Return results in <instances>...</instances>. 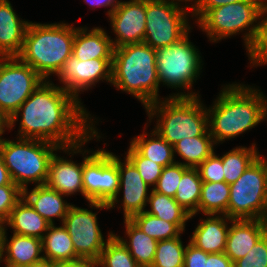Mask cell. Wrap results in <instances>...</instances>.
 <instances>
[{
    "instance_id": "obj_16",
    "label": "cell",
    "mask_w": 267,
    "mask_h": 267,
    "mask_svg": "<svg viewBox=\"0 0 267 267\" xmlns=\"http://www.w3.org/2000/svg\"><path fill=\"white\" fill-rule=\"evenodd\" d=\"M116 38L111 37L114 48L143 43L146 25V0L122 1L108 16Z\"/></svg>"
},
{
    "instance_id": "obj_30",
    "label": "cell",
    "mask_w": 267,
    "mask_h": 267,
    "mask_svg": "<svg viewBox=\"0 0 267 267\" xmlns=\"http://www.w3.org/2000/svg\"><path fill=\"white\" fill-rule=\"evenodd\" d=\"M260 155L256 143L248 148L237 146L222 154L225 182L234 183Z\"/></svg>"
},
{
    "instance_id": "obj_13",
    "label": "cell",
    "mask_w": 267,
    "mask_h": 267,
    "mask_svg": "<svg viewBox=\"0 0 267 267\" xmlns=\"http://www.w3.org/2000/svg\"><path fill=\"white\" fill-rule=\"evenodd\" d=\"M97 215L98 211L93 212L72 204L62 222L71 236L75 253L80 258L98 260L106 243L115 234L110 231L105 239L99 227Z\"/></svg>"
},
{
    "instance_id": "obj_29",
    "label": "cell",
    "mask_w": 267,
    "mask_h": 267,
    "mask_svg": "<svg viewBox=\"0 0 267 267\" xmlns=\"http://www.w3.org/2000/svg\"><path fill=\"white\" fill-rule=\"evenodd\" d=\"M145 212L159 219L174 223L182 232H185L186 222L190 214L182 208L173 197L158 193L151 189Z\"/></svg>"
},
{
    "instance_id": "obj_33",
    "label": "cell",
    "mask_w": 267,
    "mask_h": 267,
    "mask_svg": "<svg viewBox=\"0 0 267 267\" xmlns=\"http://www.w3.org/2000/svg\"><path fill=\"white\" fill-rule=\"evenodd\" d=\"M129 220L156 241L172 239L184 233L174 223L159 219L145 211L132 216Z\"/></svg>"
},
{
    "instance_id": "obj_49",
    "label": "cell",
    "mask_w": 267,
    "mask_h": 267,
    "mask_svg": "<svg viewBox=\"0 0 267 267\" xmlns=\"http://www.w3.org/2000/svg\"><path fill=\"white\" fill-rule=\"evenodd\" d=\"M30 267H56V263L47 259H43L39 262L34 263Z\"/></svg>"
},
{
    "instance_id": "obj_46",
    "label": "cell",
    "mask_w": 267,
    "mask_h": 267,
    "mask_svg": "<svg viewBox=\"0 0 267 267\" xmlns=\"http://www.w3.org/2000/svg\"><path fill=\"white\" fill-rule=\"evenodd\" d=\"M83 2L87 3L90 7L94 8H100V7H109L108 11L106 12L107 17L112 13V11L115 9V7L120 3V0H84Z\"/></svg>"
},
{
    "instance_id": "obj_12",
    "label": "cell",
    "mask_w": 267,
    "mask_h": 267,
    "mask_svg": "<svg viewBox=\"0 0 267 267\" xmlns=\"http://www.w3.org/2000/svg\"><path fill=\"white\" fill-rule=\"evenodd\" d=\"M43 81L18 57H0V111L10 119Z\"/></svg>"
},
{
    "instance_id": "obj_51",
    "label": "cell",
    "mask_w": 267,
    "mask_h": 267,
    "mask_svg": "<svg viewBox=\"0 0 267 267\" xmlns=\"http://www.w3.org/2000/svg\"><path fill=\"white\" fill-rule=\"evenodd\" d=\"M2 263V240H1V235H0V265Z\"/></svg>"
},
{
    "instance_id": "obj_8",
    "label": "cell",
    "mask_w": 267,
    "mask_h": 267,
    "mask_svg": "<svg viewBox=\"0 0 267 267\" xmlns=\"http://www.w3.org/2000/svg\"><path fill=\"white\" fill-rule=\"evenodd\" d=\"M16 140L6 138L0 144V154L13 182L22 190L31 183L45 185L50 159L60 147L37 139Z\"/></svg>"
},
{
    "instance_id": "obj_2",
    "label": "cell",
    "mask_w": 267,
    "mask_h": 267,
    "mask_svg": "<svg viewBox=\"0 0 267 267\" xmlns=\"http://www.w3.org/2000/svg\"><path fill=\"white\" fill-rule=\"evenodd\" d=\"M221 86L213 104L206 106L209 132L216 146L267 121V96L259 87L236 81Z\"/></svg>"
},
{
    "instance_id": "obj_47",
    "label": "cell",
    "mask_w": 267,
    "mask_h": 267,
    "mask_svg": "<svg viewBox=\"0 0 267 267\" xmlns=\"http://www.w3.org/2000/svg\"><path fill=\"white\" fill-rule=\"evenodd\" d=\"M15 184L0 154V186Z\"/></svg>"
},
{
    "instance_id": "obj_9",
    "label": "cell",
    "mask_w": 267,
    "mask_h": 267,
    "mask_svg": "<svg viewBox=\"0 0 267 267\" xmlns=\"http://www.w3.org/2000/svg\"><path fill=\"white\" fill-rule=\"evenodd\" d=\"M258 0H243L209 9L197 22L196 26L211 43H218L226 38L242 33L246 52L255 40L260 14Z\"/></svg>"
},
{
    "instance_id": "obj_23",
    "label": "cell",
    "mask_w": 267,
    "mask_h": 267,
    "mask_svg": "<svg viewBox=\"0 0 267 267\" xmlns=\"http://www.w3.org/2000/svg\"><path fill=\"white\" fill-rule=\"evenodd\" d=\"M23 189V198L39 213L50 225L55 224V219H60L62 224L67 212L72 205L65 199V195L48 188L46 185L34 186L33 189ZM64 197V198H63Z\"/></svg>"
},
{
    "instance_id": "obj_21",
    "label": "cell",
    "mask_w": 267,
    "mask_h": 267,
    "mask_svg": "<svg viewBox=\"0 0 267 267\" xmlns=\"http://www.w3.org/2000/svg\"><path fill=\"white\" fill-rule=\"evenodd\" d=\"M29 23L17 15L9 0H0V57L19 55Z\"/></svg>"
},
{
    "instance_id": "obj_11",
    "label": "cell",
    "mask_w": 267,
    "mask_h": 267,
    "mask_svg": "<svg viewBox=\"0 0 267 267\" xmlns=\"http://www.w3.org/2000/svg\"><path fill=\"white\" fill-rule=\"evenodd\" d=\"M190 16L192 17L191 9L176 2L146 0L143 42L155 50L176 43L192 30Z\"/></svg>"
},
{
    "instance_id": "obj_20",
    "label": "cell",
    "mask_w": 267,
    "mask_h": 267,
    "mask_svg": "<svg viewBox=\"0 0 267 267\" xmlns=\"http://www.w3.org/2000/svg\"><path fill=\"white\" fill-rule=\"evenodd\" d=\"M192 232L189 242L206 253L225 251L231 218L226 215L206 214Z\"/></svg>"
},
{
    "instance_id": "obj_4",
    "label": "cell",
    "mask_w": 267,
    "mask_h": 267,
    "mask_svg": "<svg viewBox=\"0 0 267 267\" xmlns=\"http://www.w3.org/2000/svg\"><path fill=\"white\" fill-rule=\"evenodd\" d=\"M111 85L137 98L144 109L164 99L159 96L156 50L144 42L114 48Z\"/></svg>"
},
{
    "instance_id": "obj_52",
    "label": "cell",
    "mask_w": 267,
    "mask_h": 267,
    "mask_svg": "<svg viewBox=\"0 0 267 267\" xmlns=\"http://www.w3.org/2000/svg\"><path fill=\"white\" fill-rule=\"evenodd\" d=\"M260 3V6H267V0H258Z\"/></svg>"
},
{
    "instance_id": "obj_25",
    "label": "cell",
    "mask_w": 267,
    "mask_h": 267,
    "mask_svg": "<svg viewBox=\"0 0 267 267\" xmlns=\"http://www.w3.org/2000/svg\"><path fill=\"white\" fill-rule=\"evenodd\" d=\"M125 238L114 234L141 267H151L158 241L142 232L129 219H124Z\"/></svg>"
},
{
    "instance_id": "obj_1",
    "label": "cell",
    "mask_w": 267,
    "mask_h": 267,
    "mask_svg": "<svg viewBox=\"0 0 267 267\" xmlns=\"http://www.w3.org/2000/svg\"><path fill=\"white\" fill-rule=\"evenodd\" d=\"M84 106L52 80L43 81L10 117V130L19 122L16 137L72 146L85 139L98 122Z\"/></svg>"
},
{
    "instance_id": "obj_14",
    "label": "cell",
    "mask_w": 267,
    "mask_h": 267,
    "mask_svg": "<svg viewBox=\"0 0 267 267\" xmlns=\"http://www.w3.org/2000/svg\"><path fill=\"white\" fill-rule=\"evenodd\" d=\"M112 59L98 58L86 61L71 55L56 75L61 88L81 102L80 94L96 86L100 81L111 84Z\"/></svg>"
},
{
    "instance_id": "obj_41",
    "label": "cell",
    "mask_w": 267,
    "mask_h": 267,
    "mask_svg": "<svg viewBox=\"0 0 267 267\" xmlns=\"http://www.w3.org/2000/svg\"><path fill=\"white\" fill-rule=\"evenodd\" d=\"M23 198V190L16 184L0 186V225L9 217L11 210Z\"/></svg>"
},
{
    "instance_id": "obj_42",
    "label": "cell",
    "mask_w": 267,
    "mask_h": 267,
    "mask_svg": "<svg viewBox=\"0 0 267 267\" xmlns=\"http://www.w3.org/2000/svg\"><path fill=\"white\" fill-rule=\"evenodd\" d=\"M183 267H210V254L198 249L188 241Z\"/></svg>"
},
{
    "instance_id": "obj_39",
    "label": "cell",
    "mask_w": 267,
    "mask_h": 267,
    "mask_svg": "<svg viewBox=\"0 0 267 267\" xmlns=\"http://www.w3.org/2000/svg\"><path fill=\"white\" fill-rule=\"evenodd\" d=\"M234 267H267V232L243 258L234 262Z\"/></svg>"
},
{
    "instance_id": "obj_26",
    "label": "cell",
    "mask_w": 267,
    "mask_h": 267,
    "mask_svg": "<svg viewBox=\"0 0 267 267\" xmlns=\"http://www.w3.org/2000/svg\"><path fill=\"white\" fill-rule=\"evenodd\" d=\"M130 144L145 158L161 165L163 168L174 164L173 146L162 138L154 129L150 133L142 132L130 140Z\"/></svg>"
},
{
    "instance_id": "obj_34",
    "label": "cell",
    "mask_w": 267,
    "mask_h": 267,
    "mask_svg": "<svg viewBox=\"0 0 267 267\" xmlns=\"http://www.w3.org/2000/svg\"><path fill=\"white\" fill-rule=\"evenodd\" d=\"M181 237L158 241L151 267H183L186 246Z\"/></svg>"
},
{
    "instance_id": "obj_5",
    "label": "cell",
    "mask_w": 267,
    "mask_h": 267,
    "mask_svg": "<svg viewBox=\"0 0 267 267\" xmlns=\"http://www.w3.org/2000/svg\"><path fill=\"white\" fill-rule=\"evenodd\" d=\"M148 121L153 119L154 130L169 144L174 146L184 138L202 136L208 129V112L201 97H165L145 108ZM149 124V125H148Z\"/></svg>"
},
{
    "instance_id": "obj_43",
    "label": "cell",
    "mask_w": 267,
    "mask_h": 267,
    "mask_svg": "<svg viewBox=\"0 0 267 267\" xmlns=\"http://www.w3.org/2000/svg\"><path fill=\"white\" fill-rule=\"evenodd\" d=\"M243 0H197L192 8V19L194 18L196 23L209 9L216 8L218 6L226 5L228 3H237Z\"/></svg>"
},
{
    "instance_id": "obj_37",
    "label": "cell",
    "mask_w": 267,
    "mask_h": 267,
    "mask_svg": "<svg viewBox=\"0 0 267 267\" xmlns=\"http://www.w3.org/2000/svg\"><path fill=\"white\" fill-rule=\"evenodd\" d=\"M125 156L137 168L142 179L153 189L162 173L163 167L143 157L130 143Z\"/></svg>"
},
{
    "instance_id": "obj_32",
    "label": "cell",
    "mask_w": 267,
    "mask_h": 267,
    "mask_svg": "<svg viewBox=\"0 0 267 267\" xmlns=\"http://www.w3.org/2000/svg\"><path fill=\"white\" fill-rule=\"evenodd\" d=\"M202 183L197 168L188 167L178 184L174 199L191 215L190 219L198 214Z\"/></svg>"
},
{
    "instance_id": "obj_6",
    "label": "cell",
    "mask_w": 267,
    "mask_h": 267,
    "mask_svg": "<svg viewBox=\"0 0 267 267\" xmlns=\"http://www.w3.org/2000/svg\"><path fill=\"white\" fill-rule=\"evenodd\" d=\"M102 133L97 127L81 141L82 181L84 198L90 209H108V204L117 196L120 184L118 156L105 148L86 149L84 146L92 139L100 141Z\"/></svg>"
},
{
    "instance_id": "obj_19",
    "label": "cell",
    "mask_w": 267,
    "mask_h": 267,
    "mask_svg": "<svg viewBox=\"0 0 267 267\" xmlns=\"http://www.w3.org/2000/svg\"><path fill=\"white\" fill-rule=\"evenodd\" d=\"M7 229L0 225L2 240V262L12 267H30L44 259L42 240L12 234L8 239Z\"/></svg>"
},
{
    "instance_id": "obj_10",
    "label": "cell",
    "mask_w": 267,
    "mask_h": 267,
    "mask_svg": "<svg viewBox=\"0 0 267 267\" xmlns=\"http://www.w3.org/2000/svg\"><path fill=\"white\" fill-rule=\"evenodd\" d=\"M231 219L267 220V158L260 155L232 184L227 207Z\"/></svg>"
},
{
    "instance_id": "obj_31",
    "label": "cell",
    "mask_w": 267,
    "mask_h": 267,
    "mask_svg": "<svg viewBox=\"0 0 267 267\" xmlns=\"http://www.w3.org/2000/svg\"><path fill=\"white\" fill-rule=\"evenodd\" d=\"M230 197V184L203 181L198 214L226 215Z\"/></svg>"
},
{
    "instance_id": "obj_50",
    "label": "cell",
    "mask_w": 267,
    "mask_h": 267,
    "mask_svg": "<svg viewBox=\"0 0 267 267\" xmlns=\"http://www.w3.org/2000/svg\"><path fill=\"white\" fill-rule=\"evenodd\" d=\"M166 1H173V2H176V3L181 4V5L183 4V6L189 8L191 10L194 7L195 3L197 2V0H166ZM189 4H191V5H189Z\"/></svg>"
},
{
    "instance_id": "obj_15",
    "label": "cell",
    "mask_w": 267,
    "mask_h": 267,
    "mask_svg": "<svg viewBox=\"0 0 267 267\" xmlns=\"http://www.w3.org/2000/svg\"><path fill=\"white\" fill-rule=\"evenodd\" d=\"M119 157V190L117 196L107 206L109 210L114 209L115 206L118 209L122 207L124 219H130L132 216L145 211L152 188L142 179L137 168L126 156L123 158L124 160ZM120 193L123 194L120 199L122 201L119 200ZM119 203H121V206Z\"/></svg>"
},
{
    "instance_id": "obj_35",
    "label": "cell",
    "mask_w": 267,
    "mask_h": 267,
    "mask_svg": "<svg viewBox=\"0 0 267 267\" xmlns=\"http://www.w3.org/2000/svg\"><path fill=\"white\" fill-rule=\"evenodd\" d=\"M98 263L99 267H141L115 235L106 243Z\"/></svg>"
},
{
    "instance_id": "obj_22",
    "label": "cell",
    "mask_w": 267,
    "mask_h": 267,
    "mask_svg": "<svg viewBox=\"0 0 267 267\" xmlns=\"http://www.w3.org/2000/svg\"><path fill=\"white\" fill-rule=\"evenodd\" d=\"M113 51L111 36L104 28H89L86 25L76 28L72 55L79 60L113 58Z\"/></svg>"
},
{
    "instance_id": "obj_38",
    "label": "cell",
    "mask_w": 267,
    "mask_h": 267,
    "mask_svg": "<svg viewBox=\"0 0 267 267\" xmlns=\"http://www.w3.org/2000/svg\"><path fill=\"white\" fill-rule=\"evenodd\" d=\"M187 168L188 167L177 162L164 167L152 190L174 198L183 172Z\"/></svg>"
},
{
    "instance_id": "obj_48",
    "label": "cell",
    "mask_w": 267,
    "mask_h": 267,
    "mask_svg": "<svg viewBox=\"0 0 267 267\" xmlns=\"http://www.w3.org/2000/svg\"><path fill=\"white\" fill-rule=\"evenodd\" d=\"M10 119L0 111V144L6 139L2 137L8 130L10 131Z\"/></svg>"
},
{
    "instance_id": "obj_24",
    "label": "cell",
    "mask_w": 267,
    "mask_h": 267,
    "mask_svg": "<svg viewBox=\"0 0 267 267\" xmlns=\"http://www.w3.org/2000/svg\"><path fill=\"white\" fill-rule=\"evenodd\" d=\"M49 223L22 198L11 210L2 227L12 229V233L41 239L47 232Z\"/></svg>"
},
{
    "instance_id": "obj_28",
    "label": "cell",
    "mask_w": 267,
    "mask_h": 267,
    "mask_svg": "<svg viewBox=\"0 0 267 267\" xmlns=\"http://www.w3.org/2000/svg\"><path fill=\"white\" fill-rule=\"evenodd\" d=\"M215 146L208 129L202 136L184 138L178 141L173 146L174 156L178 155L183 162L175 161L186 167L197 168L215 151Z\"/></svg>"
},
{
    "instance_id": "obj_17",
    "label": "cell",
    "mask_w": 267,
    "mask_h": 267,
    "mask_svg": "<svg viewBox=\"0 0 267 267\" xmlns=\"http://www.w3.org/2000/svg\"><path fill=\"white\" fill-rule=\"evenodd\" d=\"M58 151L67 156L70 155L71 159L64 157V155L59 156ZM75 154H81V142L68 147H60L55 151L49 162L45 185L67 197L80 193L84 198L82 162L76 163L72 160Z\"/></svg>"
},
{
    "instance_id": "obj_40",
    "label": "cell",
    "mask_w": 267,
    "mask_h": 267,
    "mask_svg": "<svg viewBox=\"0 0 267 267\" xmlns=\"http://www.w3.org/2000/svg\"><path fill=\"white\" fill-rule=\"evenodd\" d=\"M197 170L202 181L225 182L222 155H217L216 151L206 158Z\"/></svg>"
},
{
    "instance_id": "obj_36",
    "label": "cell",
    "mask_w": 267,
    "mask_h": 267,
    "mask_svg": "<svg viewBox=\"0 0 267 267\" xmlns=\"http://www.w3.org/2000/svg\"><path fill=\"white\" fill-rule=\"evenodd\" d=\"M246 53L250 68L267 65V6L260 7L257 34Z\"/></svg>"
},
{
    "instance_id": "obj_18",
    "label": "cell",
    "mask_w": 267,
    "mask_h": 267,
    "mask_svg": "<svg viewBox=\"0 0 267 267\" xmlns=\"http://www.w3.org/2000/svg\"><path fill=\"white\" fill-rule=\"evenodd\" d=\"M267 232V220L231 219L224 253L235 261L243 258Z\"/></svg>"
},
{
    "instance_id": "obj_7",
    "label": "cell",
    "mask_w": 267,
    "mask_h": 267,
    "mask_svg": "<svg viewBox=\"0 0 267 267\" xmlns=\"http://www.w3.org/2000/svg\"><path fill=\"white\" fill-rule=\"evenodd\" d=\"M190 33L191 30L176 43L156 50V69L160 86L179 90L168 97L201 96L200 91L193 92L192 88L198 78L200 79L204 63L201 52L189 40Z\"/></svg>"
},
{
    "instance_id": "obj_3",
    "label": "cell",
    "mask_w": 267,
    "mask_h": 267,
    "mask_svg": "<svg viewBox=\"0 0 267 267\" xmlns=\"http://www.w3.org/2000/svg\"><path fill=\"white\" fill-rule=\"evenodd\" d=\"M76 28L73 22L42 24L30 21L17 57L45 81H50L51 76H56L72 55Z\"/></svg>"
},
{
    "instance_id": "obj_27",
    "label": "cell",
    "mask_w": 267,
    "mask_h": 267,
    "mask_svg": "<svg viewBox=\"0 0 267 267\" xmlns=\"http://www.w3.org/2000/svg\"><path fill=\"white\" fill-rule=\"evenodd\" d=\"M49 225L47 232L42 238L44 259L58 262L74 261L80 257L75 253L73 241L66 228Z\"/></svg>"
},
{
    "instance_id": "obj_45",
    "label": "cell",
    "mask_w": 267,
    "mask_h": 267,
    "mask_svg": "<svg viewBox=\"0 0 267 267\" xmlns=\"http://www.w3.org/2000/svg\"><path fill=\"white\" fill-rule=\"evenodd\" d=\"M210 267H234V263L224 252L210 253Z\"/></svg>"
},
{
    "instance_id": "obj_44",
    "label": "cell",
    "mask_w": 267,
    "mask_h": 267,
    "mask_svg": "<svg viewBox=\"0 0 267 267\" xmlns=\"http://www.w3.org/2000/svg\"><path fill=\"white\" fill-rule=\"evenodd\" d=\"M56 267H99L98 260L79 258L74 261L58 262Z\"/></svg>"
}]
</instances>
